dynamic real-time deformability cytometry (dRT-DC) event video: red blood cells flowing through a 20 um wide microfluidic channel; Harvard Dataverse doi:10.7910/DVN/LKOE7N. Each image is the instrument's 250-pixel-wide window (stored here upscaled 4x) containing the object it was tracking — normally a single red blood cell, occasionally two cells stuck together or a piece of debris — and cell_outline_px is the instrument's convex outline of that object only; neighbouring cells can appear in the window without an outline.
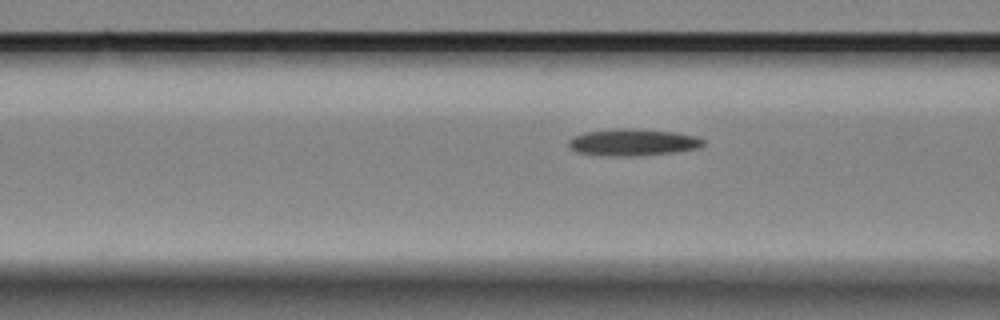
{"species": "Egyptian fruit bat (a non-hibernating species)", "species_latin": "Rousettus aegyptiacus", "temperature_condition": "cold", "stored_images_in_passage": 12, "camera_frame_rate_fps": 3000, "um_per_image_px": 0.085, "animal": {"sex": "female"}, "frame": {"image": 1, "passage_image": 10, "time_ms": 3.0, "image_size_px": [1000, 320], "cell_outline_px": [[704, 144], [700, 148], [676, 152], [640, 156], [608, 156], [576, 152], [568, 144], [568, 140], [576, 136], [588, 132], [620, 128], [628, 128], [676, 132], [696, 136], [704, 140]], "centroid_in_image_um": [53.85, 12.11], "position_along_channel_um": 112.7, "area_um2": 21.04}}